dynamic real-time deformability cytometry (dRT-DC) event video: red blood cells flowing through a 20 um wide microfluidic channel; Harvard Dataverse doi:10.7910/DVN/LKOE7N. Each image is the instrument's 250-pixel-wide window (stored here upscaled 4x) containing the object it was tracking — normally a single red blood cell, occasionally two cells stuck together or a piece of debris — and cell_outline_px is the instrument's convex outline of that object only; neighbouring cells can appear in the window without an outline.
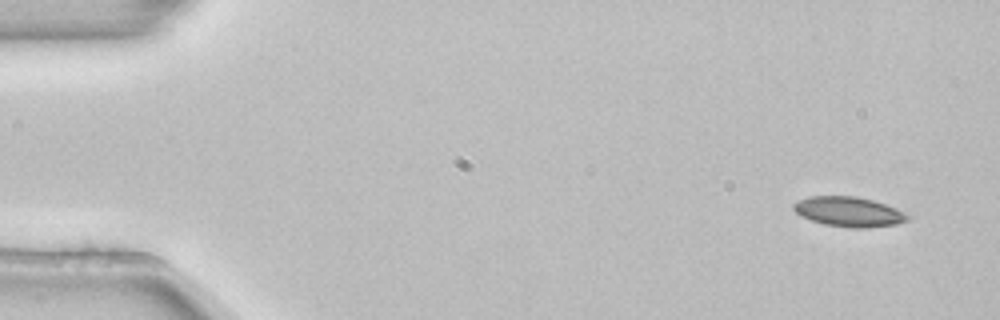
{"species": "common noctule bat (a hibernating species)", "species_latin": "Nyctalus noctula", "temperature_condition": "room temperature", "stored_images_in_passage": 5, "camera_frame_rate_fps": 3000, "um_per_image_px": 0.085, "animal": {"sex": "female", "body_mass_g": 22.7, "forearm_length_mm": 54.2}, "frame": {"image": 1, "passage_image": 1, "time_ms": 0.0, "image_size_px": [1000, 320], "cell_outline_px": [[912, 216], [908, 220], [896, 224], [864, 228], [852, 228], [824, 224], [800, 216], [792, 208], [792, 204], [800, 200], [812, 196], [856, 196], [872, 200], [896, 208]], "centroid_in_image_um": [72.16, 18.0], "position_along_channel_um": 12.8, "area_um2": 19.77}}
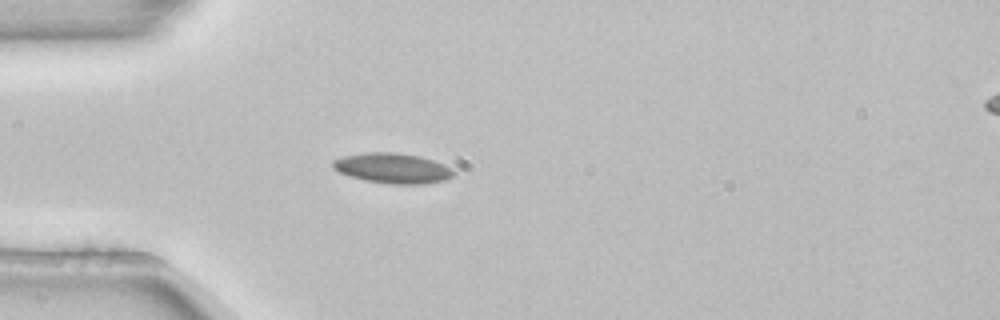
{"frame": {"image": 2, "passage_image": 4, "time_ms": 1.0, "image_size_px": [1000, 320], "cell_outline_px": [[456, 172], [452, 176], [444, 180], [424, 184], [392, 184], [364, 180], [348, 176], [332, 168], [332, 160], [344, 156], [364, 152], [396, 152], [420, 156], [444, 164], [452, 168]], "centroid_in_image_um": [33.36, 14.29], "position_along_channel_um": 51.6, "area_um2": 21.39}}